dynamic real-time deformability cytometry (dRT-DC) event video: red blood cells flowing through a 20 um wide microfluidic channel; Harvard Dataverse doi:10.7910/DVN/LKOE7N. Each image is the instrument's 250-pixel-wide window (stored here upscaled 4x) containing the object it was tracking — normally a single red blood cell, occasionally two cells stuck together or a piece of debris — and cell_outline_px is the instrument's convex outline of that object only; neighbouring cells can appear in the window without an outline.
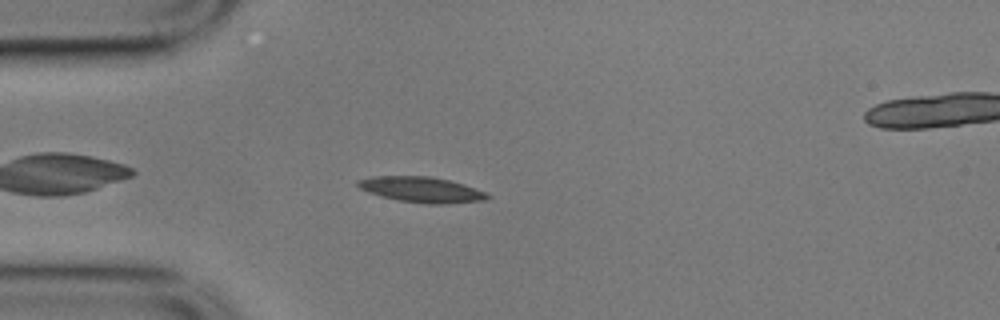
{"species": "common noctule bat (a hibernating species)", "species_latin": "Nyctalus noctula", "temperature_condition": "cold", "stored_images_in_passage": 48, "camera_frame_rate_fps": 3000, "um_per_image_px": 0.085, "animal": {"sex": "male", "body_mass_g": 17.9}, "frame": {"image": 1, "passage_image": 5, "time_ms": 1.333, "image_size_px": [1000, 320], "cell_outline_px": [[492, 196], [484, 200], [444, 204], [424, 204], [400, 200], [380, 196], [368, 192], [360, 188], [356, 184], [356, 180], [372, 176], [432, 176], [464, 184], [476, 188]], "centroid_in_image_um": [35.81, 16.11], "position_along_channel_um": 49.2, "area_um2": 19.31}}
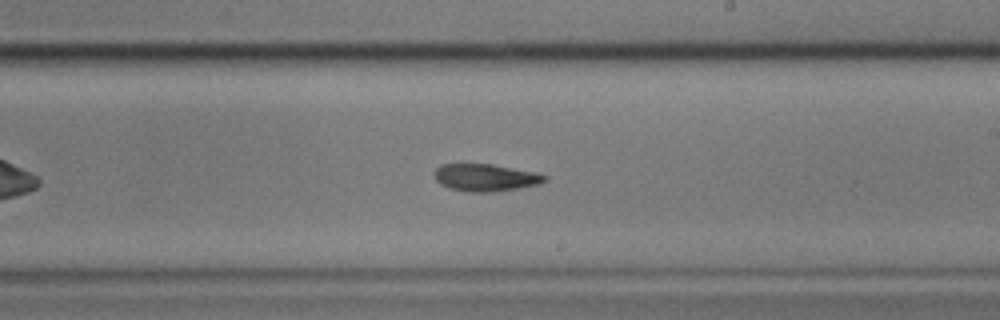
{"frame": {"image": 2, "passage_image": 23, "time_ms": 7.333, "image_size_px": [1000, 320], "cell_outline_px": [[548, 180], [540, 184], [520, 188], [496, 192], [464, 192], [440, 184], [436, 180], [436, 168], [440, 164], [492, 164], [540, 172], [548, 176]], "centroid_in_image_um": [41.36, 15.09], "position_along_channel_um": 247.6, "area_um2": 17.86}}
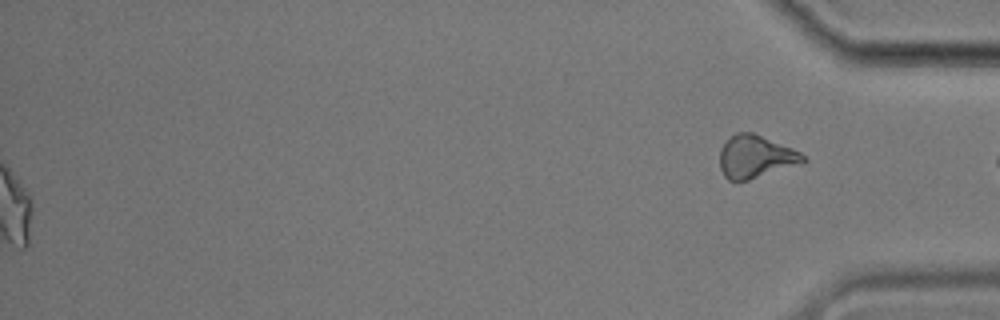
{"frame": {"image": 3, "passage_image": 48, "time_ms": 15.667, "image_size_px": [1000, 320], "cell_outline_px": [[808, 160], [804, 164], [748, 180], [728, 180], [724, 176], [720, 168], [720, 148], [736, 132], [752, 132], [792, 148], [800, 152]], "centroid_in_image_um": [64.26, 13.34], "position_along_channel_um": 370.9, "area_um2": 20.81}, "authors_computed_cell_mechanics": {"area_um2": 18.3226, "velocity_mm_per_s": 3.4986, "shape_relaxation_time_tau1_ms": 5.2479, "shape_relaxation_time_tau2_ms": null, "deformation_change_tau1": 0.1373, "deformation_change_tau2": null}}